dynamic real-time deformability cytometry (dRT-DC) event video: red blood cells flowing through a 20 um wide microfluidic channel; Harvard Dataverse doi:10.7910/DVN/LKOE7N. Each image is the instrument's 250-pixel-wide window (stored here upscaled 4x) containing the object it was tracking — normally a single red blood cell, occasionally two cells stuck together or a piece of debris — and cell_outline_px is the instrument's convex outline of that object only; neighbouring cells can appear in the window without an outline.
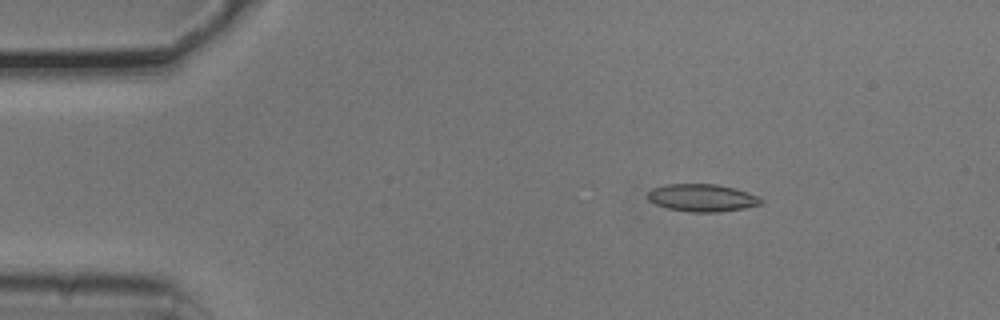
{"species": "common noctule bat (a hibernating species)", "species_latin": "Nyctalus noctula", "temperature_condition": "cold", "stored_images_in_passage": 5, "camera_frame_rate_fps": 3000, "um_per_image_px": 0.085, "animal": {"sex": "male", "body_mass_g": 20.5, "forearm_length_mm": 52.5}, "frame": {"image": 1, "passage_image": 3, "time_ms": 0.667, "image_size_px": [1000, 320], "cell_outline_px": [[764, 204], [744, 208], [716, 212], [692, 212], [668, 208], [656, 204], [648, 200], [648, 192], [652, 188], [664, 184], [716, 184], [736, 188], [748, 192], [764, 200]], "centroid_in_image_um": [59.7, 16.8], "position_along_channel_um": 25.3, "area_um2": 18.21}}